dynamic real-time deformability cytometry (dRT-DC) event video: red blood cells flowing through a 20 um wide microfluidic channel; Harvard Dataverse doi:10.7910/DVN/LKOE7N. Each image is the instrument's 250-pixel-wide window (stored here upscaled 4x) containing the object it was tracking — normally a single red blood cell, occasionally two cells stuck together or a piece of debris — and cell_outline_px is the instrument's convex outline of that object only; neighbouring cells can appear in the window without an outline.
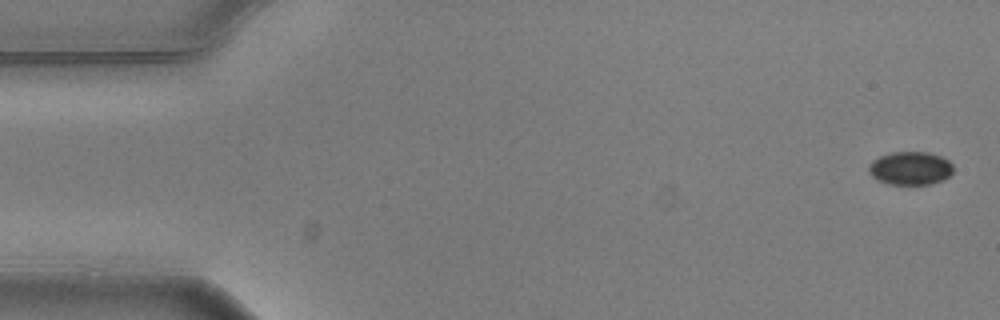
{"species": "common noctule bat (a hibernating species)", "species_latin": "Nyctalus noctula", "temperature_condition": "warm", "stored_images_in_passage": 4, "camera_frame_rate_fps": 3000, "um_per_image_px": 0.085, "animal": {"sex": "male", "body_mass_g": 20.5, "forearm_length_mm": 52.5}, "frame": {"image": 1, "passage_image": 1, "time_ms": 0.0, "image_size_px": [1000, 320], "cell_outline_px": [[952, 172], [944, 180], [932, 184], [888, 184], [876, 180], [868, 172], [868, 164], [872, 160], [880, 156], [892, 152], [928, 152], [940, 156], [948, 160], [952, 164]], "centroid_in_image_um": [77.35, 14.3], "position_along_channel_um": 7.7, "area_um2": 16.53}}
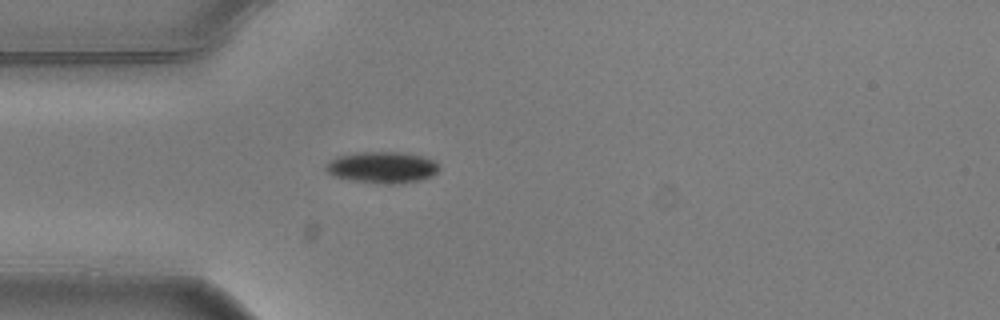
{"frame": {"image": 2, "passage_image": 4, "time_ms": 1.0, "image_size_px": [1000, 320], "cell_outline_px": [[440, 168], [432, 176], [420, 180], [392, 184], [356, 180], [336, 176], [328, 172], [324, 168], [336, 156], [356, 152], [396, 152], [420, 156], [432, 160]], "centroid_in_image_um": [32.49, 14.21], "position_along_channel_um": 52.5, "area_um2": 20.11}}